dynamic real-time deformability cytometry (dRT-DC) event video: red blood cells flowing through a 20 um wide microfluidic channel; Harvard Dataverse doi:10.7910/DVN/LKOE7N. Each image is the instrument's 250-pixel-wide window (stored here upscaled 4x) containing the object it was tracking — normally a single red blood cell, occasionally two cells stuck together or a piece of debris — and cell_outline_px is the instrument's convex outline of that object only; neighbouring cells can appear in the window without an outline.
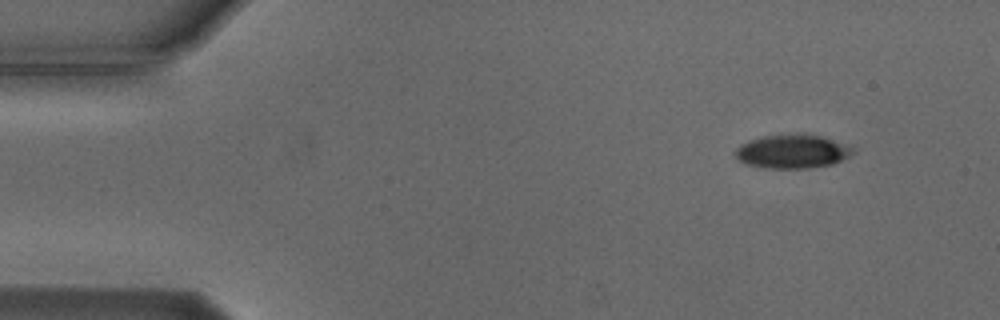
{"species": "Egyptian fruit bat (a non-hibernating species)", "species_latin": "Rousettus aegyptiacus", "temperature_condition": "cold", "stored_images_in_passage": 50, "camera_frame_rate_fps": 3000, "um_per_image_px": 0.085, "animal": {"sex": "male"}, "frame": {"image": 1, "passage_image": 1, "time_ms": 0.0, "image_size_px": [1000, 320], "cell_outline_px": [[856, 152], [832, 164], [808, 168], [764, 168], [744, 164], [736, 160], [736, 148], [740, 144], [764, 136], [820, 136], [856, 148]], "centroid_in_image_um": [67.32, 12.92], "position_along_channel_um": 17.7, "area_um2": 22.48}}
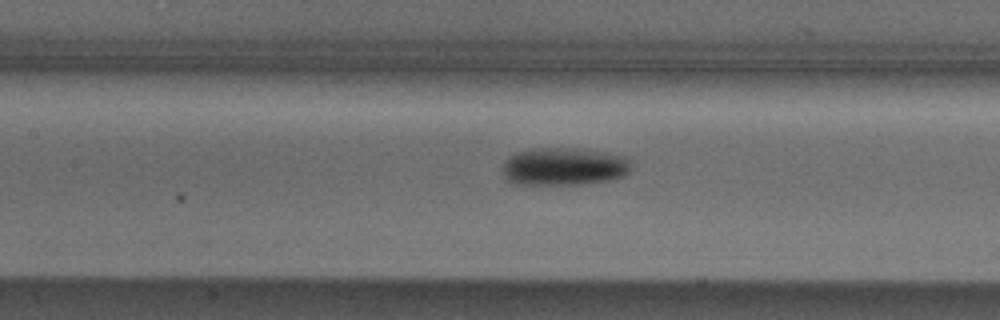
{"frame": {"image": 2, "passage_image": 20, "time_ms": 6.333, "image_size_px": [1000, 320], "cell_outline_px": [[632, 168], [624, 176], [612, 180], [584, 184], [516, 184], [508, 180], [504, 176], [504, 160], [508, 156], [516, 152], [532, 148], [568, 148], [608, 152], [628, 156], [632, 160]], "centroid_in_image_um": [48.0, 14.15], "position_along_channel_um": 159.4, "area_um2": 28.78}}
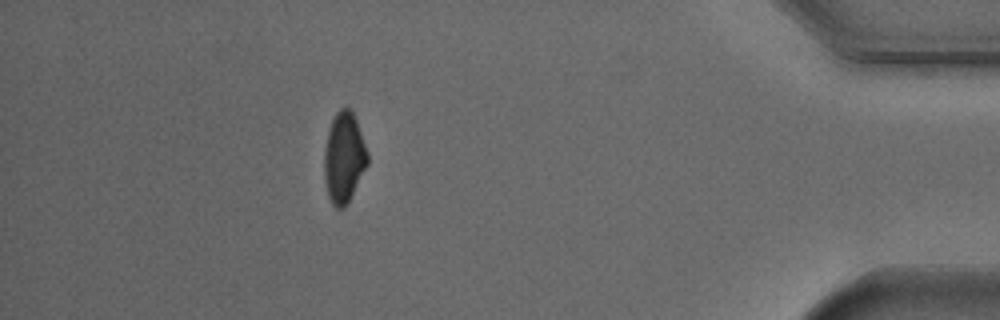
{"frame": {"image": 3, "passage_image": 44, "time_ms": 14.333, "image_size_px": [1000, 320], "cell_outline_px": [[368, 164], [344, 208], [336, 208], [332, 204], [328, 196], [324, 180], [324, 148], [328, 132], [332, 120], [336, 112], [340, 108], [348, 108], [352, 112], [356, 120], [368, 152]], "centroid_in_image_um": [29.22, 13.4], "position_along_channel_um": 406.0, "area_um2": 22.66}, "authors_computed_cell_mechanics": {"area_um2": 25.2297, "velocity_mm_per_s": 3.7442, "shape_relaxation_time_tau1_ms": 2.6225, "shape_relaxation_time_tau2_ms": null, "deformation_change_tau1": 0.1339, "deformation_change_tau2": null}}